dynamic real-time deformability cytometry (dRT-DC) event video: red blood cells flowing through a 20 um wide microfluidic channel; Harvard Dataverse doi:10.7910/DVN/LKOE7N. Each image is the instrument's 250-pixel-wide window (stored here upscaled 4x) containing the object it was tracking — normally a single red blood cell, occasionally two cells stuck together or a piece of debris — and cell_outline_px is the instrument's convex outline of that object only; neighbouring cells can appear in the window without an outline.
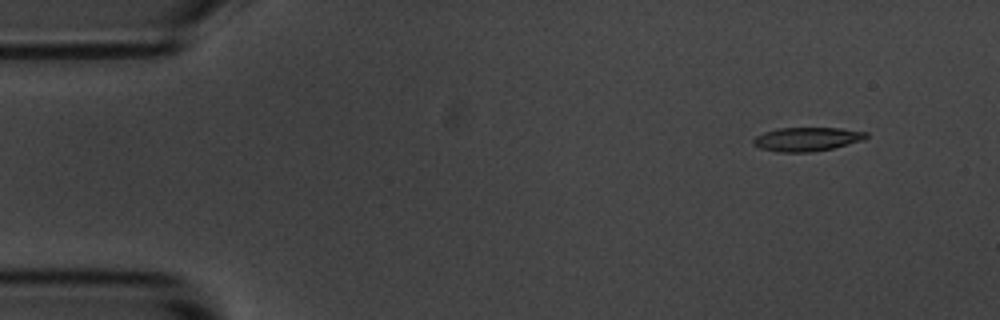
{"species": "common noctule bat (a hibernating species)", "species_latin": "Nyctalus noctula", "temperature_condition": "room temperature", "stored_images_in_passage": 5, "camera_frame_rate_fps": 3000, "um_per_image_px": 0.085, "animal": {"sex": "male", "body_mass_g": 20.1, "forearm_length_mm": 53.5}, "frame": {"image": 1, "passage_image": 1, "time_ms": 0.0, "image_size_px": [1000, 320], "cell_outline_px": [[868, 136], [864, 140], [832, 148], [812, 152], [776, 152], [760, 148], [752, 144], [752, 140], [756, 136], [764, 132], [776, 128], [840, 128], [868, 132]], "centroid_in_image_um": [68.57, 11.83], "position_along_channel_um": 16.4, "area_um2": 15.78}}
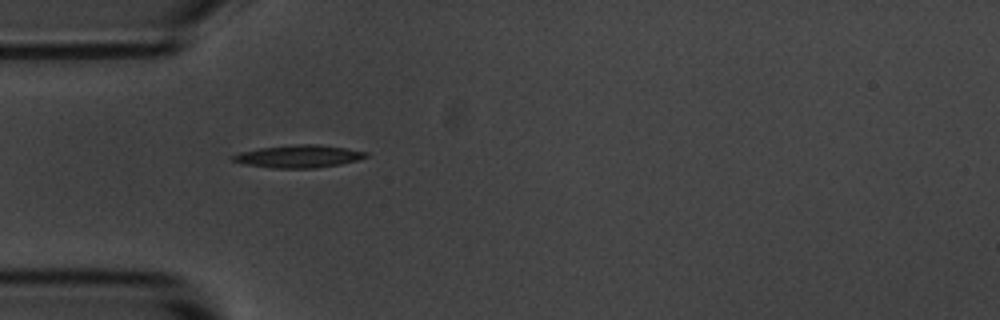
{"frame": {"image": 2, "passage_image": 4, "time_ms": 3.667, "image_size_px": [1000, 320], "cell_outline_px": [[368, 156], [356, 160], [340, 164], [316, 168], [272, 168], [244, 164], [232, 160], [228, 156], [240, 152], [260, 148], [296, 144], [316, 144], [344, 148], [368, 152]], "centroid_in_image_um": [25.34, 13.29], "position_along_channel_um": 59.7, "area_um2": 17.46}}